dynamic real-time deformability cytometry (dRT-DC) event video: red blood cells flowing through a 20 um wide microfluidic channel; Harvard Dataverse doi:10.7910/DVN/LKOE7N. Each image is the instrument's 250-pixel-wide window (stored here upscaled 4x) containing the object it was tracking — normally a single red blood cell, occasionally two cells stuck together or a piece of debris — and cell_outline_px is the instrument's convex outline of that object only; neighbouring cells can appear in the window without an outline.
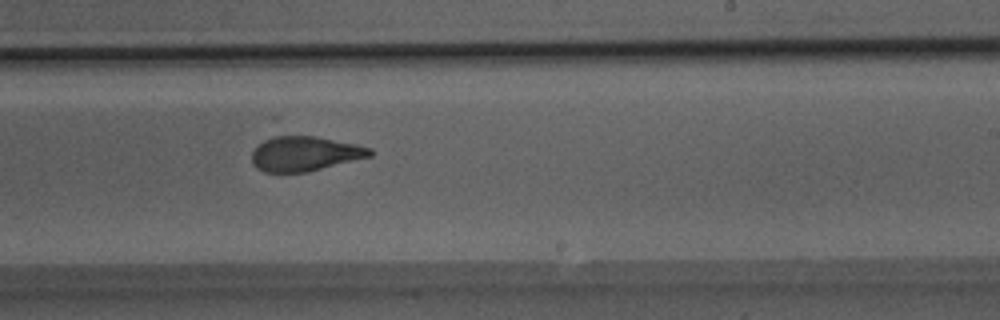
{"species": "Egyptian fruit bat (a non-hibernating species)", "species_latin": "Rousettus aegyptiacus", "temperature_condition": "room temperature", "stored_images_in_passage": 50, "camera_frame_rate_fps": 3000, "um_per_image_px": 0.085, "animal": {"sex": "male"}, "frame": {"image": 1, "passage_image": 31, "time_ms": 10.0, "image_size_px": [1000, 320], "cell_outline_px": [[372, 156], [308, 172], [264, 172], [256, 168], [252, 164], [252, 152], [264, 140], [276, 136], [316, 136], [356, 144], [372, 148]], "centroid_in_image_um": [25.92, 13.07], "position_along_channel_um": 263.1, "area_um2": 23.87}}
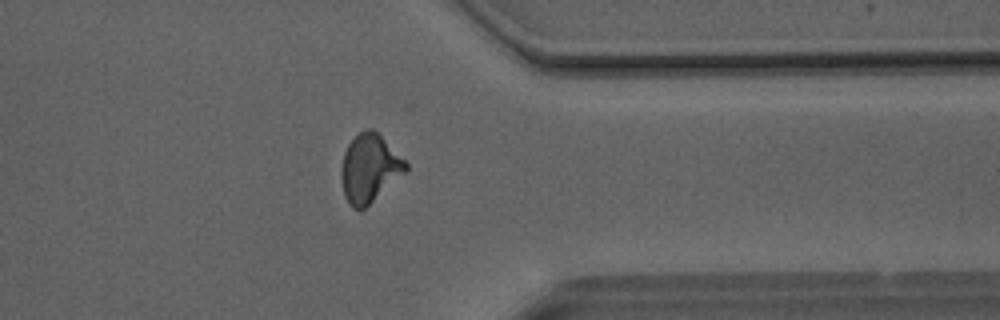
{"frame": {"image": 2, "passage_image": 40, "time_ms": 13.0, "image_size_px": [1000, 320], "cell_outline_px": [[408, 168], [404, 172], [364, 208], [352, 208], [348, 204], [344, 196], [340, 176], [340, 168], [344, 152], [348, 144], [356, 132], [364, 128], [372, 128], [408, 164]], "centroid_in_image_um": [31.33, 14.27], "position_along_channel_um": 380.1, "area_um2": 25.2}}
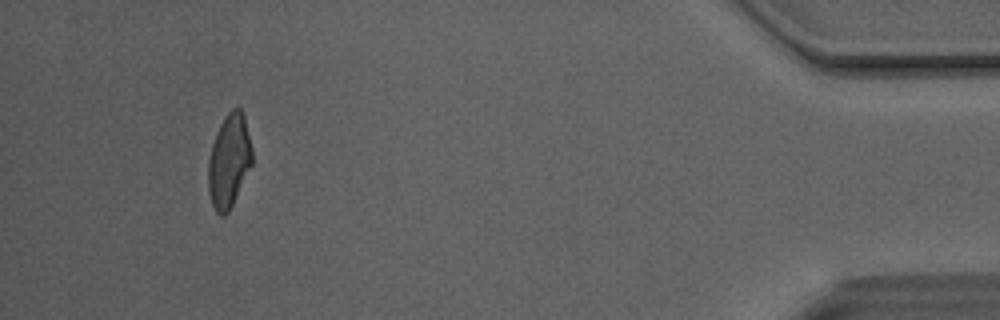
{"frame": {"image": 3, "passage_image": 47, "time_ms": 15.333, "image_size_px": [1000, 320], "cell_outline_px": [[252, 164], [228, 212], [224, 216], [220, 216], [216, 212], [212, 204], [208, 192], [208, 160], [212, 144], [216, 132], [224, 116], [232, 108], [240, 108], [244, 116], [252, 148]], "centroid_in_image_um": [19.45, 13.67], "position_along_channel_um": 415.7, "area_um2": 23.81}, "authors_computed_cell_mechanics": {"area_um2": 25.2875, "velocity_mm_per_s": 4.1385, "shape_relaxation_time_tau1_ms": 6.9894, "shape_relaxation_time_tau2_ms": 1.1493, "deformation_change_tau1": 0.2012, "deformation_change_tau2": 0.0679}}